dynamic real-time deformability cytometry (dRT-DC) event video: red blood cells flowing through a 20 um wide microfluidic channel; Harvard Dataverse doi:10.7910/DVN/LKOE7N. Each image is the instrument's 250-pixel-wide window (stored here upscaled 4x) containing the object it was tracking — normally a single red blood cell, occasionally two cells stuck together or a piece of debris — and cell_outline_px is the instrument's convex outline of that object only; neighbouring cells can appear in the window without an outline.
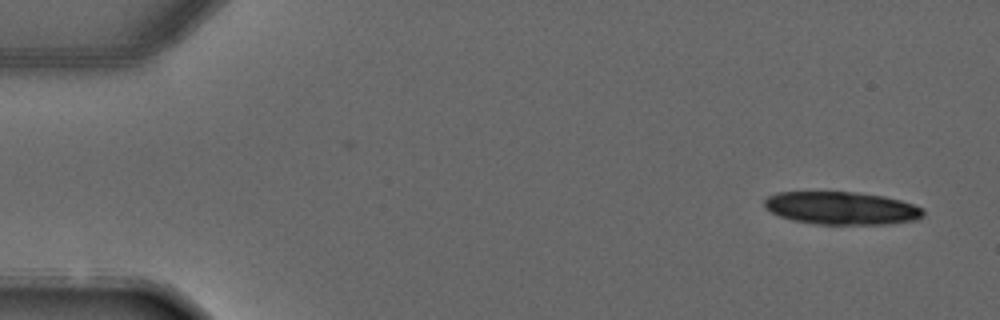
{"species": "common noctule bat (a hibernating species)", "species_latin": "Nyctalus noctula", "temperature_condition": "warm", "stored_images_in_passage": 3, "camera_frame_rate_fps": 3000, "um_per_image_px": 0.085, "animal": {"sex": "male", "forearm_length_mm": 52.5}, "frame": {"image": 1, "passage_image": 1, "time_ms": 0.0, "image_size_px": [1000, 320], "cell_outline_px": [[924, 216], [916, 220], [884, 224], [816, 224], [792, 220], [780, 216], [764, 208], [764, 200], [768, 196], [776, 192], [856, 192], [884, 196], [900, 200], [924, 208]], "centroid_in_image_um": [71.53, 17.69], "position_along_channel_um": 13.5, "area_um2": 30.46}}